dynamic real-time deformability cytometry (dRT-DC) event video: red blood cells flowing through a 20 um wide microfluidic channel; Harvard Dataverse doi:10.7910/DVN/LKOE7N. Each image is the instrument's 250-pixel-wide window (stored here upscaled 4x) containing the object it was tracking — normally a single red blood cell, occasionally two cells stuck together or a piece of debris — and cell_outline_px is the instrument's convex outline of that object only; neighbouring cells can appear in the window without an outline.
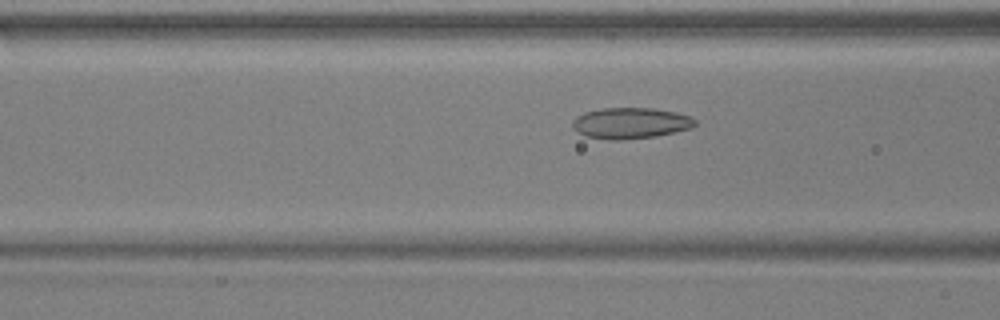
{"species": "common noctule bat (a hibernating species)", "species_latin": "Nyctalus noctula", "temperature_condition": "warm", "stored_images_in_passage": 45, "camera_frame_rate_fps": 3000, "um_per_image_px": 0.085, "animal": {"sex": "male", "body_mass_g": 17.9, "forearm_length_mm": 54.2}, "frame": {"image": 1, "passage_image": 12, "time_ms": 3.667, "image_size_px": [1000, 320], "cell_outline_px": [[696, 124], [692, 128], [656, 136], [620, 140], [608, 140], [584, 136], [576, 132], [572, 128], [572, 120], [576, 116], [584, 112], [600, 108], [652, 108], [676, 112], [692, 116], [696, 120]], "centroid_in_image_um": [53.56, 10.46], "position_along_channel_um": 113.0, "area_um2": 22.48}}
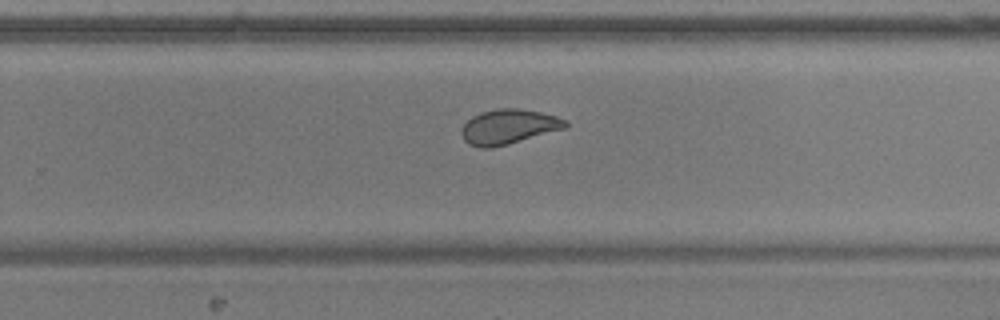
{"frame": {"image": 2, "passage_image": 26, "time_ms": 8.333, "image_size_px": [1000, 320], "cell_outline_px": [[568, 124], [564, 128], [508, 144], [492, 148], [480, 148], [468, 144], [464, 140], [460, 132], [464, 124], [472, 116], [480, 112], [500, 108], [520, 108], [540, 112], [556, 116], [568, 120]], "centroid_in_image_um": [43.2, 10.77], "position_along_channel_um": 286.6, "area_um2": 21.04}}
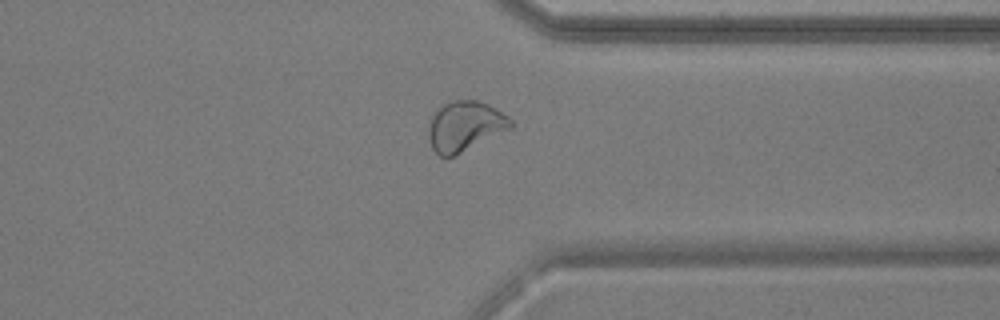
{"frame": {"image": 3, "passage_image": 33, "time_ms": 10.667, "image_size_px": [1000, 320], "cell_outline_px": [[512, 128], [452, 156], [440, 156], [432, 148], [428, 140], [428, 120], [432, 112], [440, 104], [452, 100], [476, 100], [488, 104], [508, 116], [512, 120]], "centroid_in_image_um": [39.46, 10.69], "position_along_channel_um": 371.9, "area_um2": 24.1}, "authors_computed_cell_mechanics": {"area_um2": 22.4842, "velocity_mm_per_s": 3.7218, "shape_relaxation_time_tau1_ms": 4.0324, "shape_relaxation_time_tau2_ms": 1.1045, "deformation_change_tau1": 0.1341, "deformation_change_tau2": 0.0595}}